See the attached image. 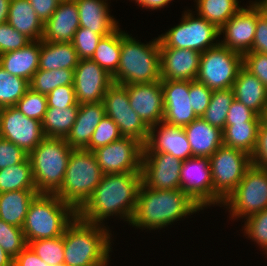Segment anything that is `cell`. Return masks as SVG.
Instances as JSON below:
<instances>
[{
  "label": "cell",
  "instance_id": "f6af8a7d",
  "mask_svg": "<svg viewBox=\"0 0 267 266\" xmlns=\"http://www.w3.org/2000/svg\"><path fill=\"white\" fill-rule=\"evenodd\" d=\"M102 37V35L95 33L90 28L79 27L72 41L78 58L91 59Z\"/></svg>",
  "mask_w": 267,
  "mask_h": 266
},
{
  "label": "cell",
  "instance_id": "83f0119b",
  "mask_svg": "<svg viewBox=\"0 0 267 266\" xmlns=\"http://www.w3.org/2000/svg\"><path fill=\"white\" fill-rule=\"evenodd\" d=\"M232 90L234 99L243 103L258 116L262 115L267 104V88L255 75L242 67L234 81Z\"/></svg>",
  "mask_w": 267,
  "mask_h": 266
},
{
  "label": "cell",
  "instance_id": "e575fe53",
  "mask_svg": "<svg viewBox=\"0 0 267 266\" xmlns=\"http://www.w3.org/2000/svg\"><path fill=\"white\" fill-rule=\"evenodd\" d=\"M15 190H37L28 157L22 163L0 169V193Z\"/></svg>",
  "mask_w": 267,
  "mask_h": 266
},
{
  "label": "cell",
  "instance_id": "277c9868",
  "mask_svg": "<svg viewBox=\"0 0 267 266\" xmlns=\"http://www.w3.org/2000/svg\"><path fill=\"white\" fill-rule=\"evenodd\" d=\"M114 83L130 85L161 80L159 37L147 44L121 31V56Z\"/></svg>",
  "mask_w": 267,
  "mask_h": 266
},
{
  "label": "cell",
  "instance_id": "681fc988",
  "mask_svg": "<svg viewBox=\"0 0 267 266\" xmlns=\"http://www.w3.org/2000/svg\"><path fill=\"white\" fill-rule=\"evenodd\" d=\"M27 157L22 148L0 137V169L22 163Z\"/></svg>",
  "mask_w": 267,
  "mask_h": 266
},
{
  "label": "cell",
  "instance_id": "e0dca14e",
  "mask_svg": "<svg viewBox=\"0 0 267 266\" xmlns=\"http://www.w3.org/2000/svg\"><path fill=\"white\" fill-rule=\"evenodd\" d=\"M112 83V76L91 59H80L74 69L73 85L78 104L102 102Z\"/></svg>",
  "mask_w": 267,
  "mask_h": 266
},
{
  "label": "cell",
  "instance_id": "bcb514c9",
  "mask_svg": "<svg viewBox=\"0 0 267 266\" xmlns=\"http://www.w3.org/2000/svg\"><path fill=\"white\" fill-rule=\"evenodd\" d=\"M31 40L7 22L0 24V55L23 48Z\"/></svg>",
  "mask_w": 267,
  "mask_h": 266
},
{
  "label": "cell",
  "instance_id": "60d3db41",
  "mask_svg": "<svg viewBox=\"0 0 267 266\" xmlns=\"http://www.w3.org/2000/svg\"><path fill=\"white\" fill-rule=\"evenodd\" d=\"M22 228L0 219V246L13 259L27 246Z\"/></svg>",
  "mask_w": 267,
  "mask_h": 266
},
{
  "label": "cell",
  "instance_id": "8992f818",
  "mask_svg": "<svg viewBox=\"0 0 267 266\" xmlns=\"http://www.w3.org/2000/svg\"><path fill=\"white\" fill-rule=\"evenodd\" d=\"M103 175L93 151L73 149L62 185L54 194L78 211L91 197Z\"/></svg>",
  "mask_w": 267,
  "mask_h": 266
},
{
  "label": "cell",
  "instance_id": "ac0fdd59",
  "mask_svg": "<svg viewBox=\"0 0 267 266\" xmlns=\"http://www.w3.org/2000/svg\"><path fill=\"white\" fill-rule=\"evenodd\" d=\"M250 3L247 8L242 7L219 29L220 35H225L220 44L242 55L251 50L256 32L257 3Z\"/></svg>",
  "mask_w": 267,
  "mask_h": 266
},
{
  "label": "cell",
  "instance_id": "9c48e42d",
  "mask_svg": "<svg viewBox=\"0 0 267 266\" xmlns=\"http://www.w3.org/2000/svg\"><path fill=\"white\" fill-rule=\"evenodd\" d=\"M192 10L184 11L181 22L159 37L160 48L192 49L200 53L220 43V30Z\"/></svg>",
  "mask_w": 267,
  "mask_h": 266
},
{
  "label": "cell",
  "instance_id": "3957f363",
  "mask_svg": "<svg viewBox=\"0 0 267 266\" xmlns=\"http://www.w3.org/2000/svg\"><path fill=\"white\" fill-rule=\"evenodd\" d=\"M108 229L76 215L64 231V265L107 266L112 249Z\"/></svg>",
  "mask_w": 267,
  "mask_h": 266
},
{
  "label": "cell",
  "instance_id": "7402d4cb",
  "mask_svg": "<svg viewBox=\"0 0 267 266\" xmlns=\"http://www.w3.org/2000/svg\"><path fill=\"white\" fill-rule=\"evenodd\" d=\"M200 58L192 49L160 48L161 80H196Z\"/></svg>",
  "mask_w": 267,
  "mask_h": 266
},
{
  "label": "cell",
  "instance_id": "8fae6325",
  "mask_svg": "<svg viewBox=\"0 0 267 266\" xmlns=\"http://www.w3.org/2000/svg\"><path fill=\"white\" fill-rule=\"evenodd\" d=\"M243 67V55L220 43L201 53L196 80L210 90L232 88L238 72Z\"/></svg>",
  "mask_w": 267,
  "mask_h": 266
},
{
  "label": "cell",
  "instance_id": "ffe728a7",
  "mask_svg": "<svg viewBox=\"0 0 267 266\" xmlns=\"http://www.w3.org/2000/svg\"><path fill=\"white\" fill-rule=\"evenodd\" d=\"M129 103L150 128L163 122L164 104L161 80L127 85Z\"/></svg>",
  "mask_w": 267,
  "mask_h": 266
},
{
  "label": "cell",
  "instance_id": "f1b7e54d",
  "mask_svg": "<svg viewBox=\"0 0 267 266\" xmlns=\"http://www.w3.org/2000/svg\"><path fill=\"white\" fill-rule=\"evenodd\" d=\"M7 23L31 41L43 38L44 24L28 0H11Z\"/></svg>",
  "mask_w": 267,
  "mask_h": 266
},
{
  "label": "cell",
  "instance_id": "52a82bcc",
  "mask_svg": "<svg viewBox=\"0 0 267 266\" xmlns=\"http://www.w3.org/2000/svg\"><path fill=\"white\" fill-rule=\"evenodd\" d=\"M72 150L63 138L45 137L28 154L38 193L54 194L61 187Z\"/></svg>",
  "mask_w": 267,
  "mask_h": 266
},
{
  "label": "cell",
  "instance_id": "f35d334b",
  "mask_svg": "<svg viewBox=\"0 0 267 266\" xmlns=\"http://www.w3.org/2000/svg\"><path fill=\"white\" fill-rule=\"evenodd\" d=\"M29 88V81L0 66V109L15 106Z\"/></svg>",
  "mask_w": 267,
  "mask_h": 266
},
{
  "label": "cell",
  "instance_id": "7dc6e473",
  "mask_svg": "<svg viewBox=\"0 0 267 266\" xmlns=\"http://www.w3.org/2000/svg\"><path fill=\"white\" fill-rule=\"evenodd\" d=\"M189 96L194 113L198 118H201L209 106L212 90L205 84L197 80H192L190 81Z\"/></svg>",
  "mask_w": 267,
  "mask_h": 266
},
{
  "label": "cell",
  "instance_id": "d6a6232c",
  "mask_svg": "<svg viewBox=\"0 0 267 266\" xmlns=\"http://www.w3.org/2000/svg\"><path fill=\"white\" fill-rule=\"evenodd\" d=\"M260 123L246 122L225 125V128L222 130L223 145L242 150L252 156L257 145Z\"/></svg>",
  "mask_w": 267,
  "mask_h": 266
},
{
  "label": "cell",
  "instance_id": "d4e9b609",
  "mask_svg": "<svg viewBox=\"0 0 267 266\" xmlns=\"http://www.w3.org/2000/svg\"><path fill=\"white\" fill-rule=\"evenodd\" d=\"M191 147L192 156L211 157L223 145V133L202 118L183 127Z\"/></svg>",
  "mask_w": 267,
  "mask_h": 266
},
{
  "label": "cell",
  "instance_id": "9f6ffc18",
  "mask_svg": "<svg viewBox=\"0 0 267 266\" xmlns=\"http://www.w3.org/2000/svg\"><path fill=\"white\" fill-rule=\"evenodd\" d=\"M13 266H52L44 262L35 252L27 245L13 261Z\"/></svg>",
  "mask_w": 267,
  "mask_h": 266
},
{
  "label": "cell",
  "instance_id": "836d02e7",
  "mask_svg": "<svg viewBox=\"0 0 267 266\" xmlns=\"http://www.w3.org/2000/svg\"><path fill=\"white\" fill-rule=\"evenodd\" d=\"M121 56V29L118 27L99 41L91 60L96 62L110 76L118 69Z\"/></svg>",
  "mask_w": 267,
  "mask_h": 266
},
{
  "label": "cell",
  "instance_id": "91938a15",
  "mask_svg": "<svg viewBox=\"0 0 267 266\" xmlns=\"http://www.w3.org/2000/svg\"><path fill=\"white\" fill-rule=\"evenodd\" d=\"M14 259L0 246V266H13Z\"/></svg>",
  "mask_w": 267,
  "mask_h": 266
},
{
  "label": "cell",
  "instance_id": "cb8c5ba5",
  "mask_svg": "<svg viewBox=\"0 0 267 266\" xmlns=\"http://www.w3.org/2000/svg\"><path fill=\"white\" fill-rule=\"evenodd\" d=\"M106 116L103 102L79 104L75 123L66 137L72 149H85L99 122Z\"/></svg>",
  "mask_w": 267,
  "mask_h": 266
},
{
  "label": "cell",
  "instance_id": "8d00e7d4",
  "mask_svg": "<svg viewBox=\"0 0 267 266\" xmlns=\"http://www.w3.org/2000/svg\"><path fill=\"white\" fill-rule=\"evenodd\" d=\"M30 88L41 94H49L59 86L74 84V70H38L29 82Z\"/></svg>",
  "mask_w": 267,
  "mask_h": 266
},
{
  "label": "cell",
  "instance_id": "d590c367",
  "mask_svg": "<svg viewBox=\"0 0 267 266\" xmlns=\"http://www.w3.org/2000/svg\"><path fill=\"white\" fill-rule=\"evenodd\" d=\"M197 15L220 29L242 7L238 0H195Z\"/></svg>",
  "mask_w": 267,
  "mask_h": 266
},
{
  "label": "cell",
  "instance_id": "7bdbcfd3",
  "mask_svg": "<svg viewBox=\"0 0 267 266\" xmlns=\"http://www.w3.org/2000/svg\"><path fill=\"white\" fill-rule=\"evenodd\" d=\"M121 137L122 135L120 134L116 123L110 117L104 116L96 127L89 145L85 149L94 151L95 149L108 145Z\"/></svg>",
  "mask_w": 267,
  "mask_h": 266
},
{
  "label": "cell",
  "instance_id": "816d5d0a",
  "mask_svg": "<svg viewBox=\"0 0 267 266\" xmlns=\"http://www.w3.org/2000/svg\"><path fill=\"white\" fill-rule=\"evenodd\" d=\"M48 107L68 108L79 105L76 101L74 85L59 86L46 95Z\"/></svg>",
  "mask_w": 267,
  "mask_h": 266
},
{
  "label": "cell",
  "instance_id": "f5cc1de1",
  "mask_svg": "<svg viewBox=\"0 0 267 266\" xmlns=\"http://www.w3.org/2000/svg\"><path fill=\"white\" fill-rule=\"evenodd\" d=\"M249 52L267 54V15L257 4V25L252 48Z\"/></svg>",
  "mask_w": 267,
  "mask_h": 266
},
{
  "label": "cell",
  "instance_id": "74e56055",
  "mask_svg": "<svg viewBox=\"0 0 267 266\" xmlns=\"http://www.w3.org/2000/svg\"><path fill=\"white\" fill-rule=\"evenodd\" d=\"M234 100L232 88L213 90L209 106L202 115V119L221 130L225 128V121L230 105Z\"/></svg>",
  "mask_w": 267,
  "mask_h": 266
},
{
  "label": "cell",
  "instance_id": "db71d44e",
  "mask_svg": "<svg viewBox=\"0 0 267 266\" xmlns=\"http://www.w3.org/2000/svg\"><path fill=\"white\" fill-rule=\"evenodd\" d=\"M252 164L267 169V125H259L257 145L251 156Z\"/></svg>",
  "mask_w": 267,
  "mask_h": 266
},
{
  "label": "cell",
  "instance_id": "7c38bea8",
  "mask_svg": "<svg viewBox=\"0 0 267 266\" xmlns=\"http://www.w3.org/2000/svg\"><path fill=\"white\" fill-rule=\"evenodd\" d=\"M102 102L106 116L116 123L122 136L132 137L143 144L146 143L150 128L131 108L127 85L113 82L106 91Z\"/></svg>",
  "mask_w": 267,
  "mask_h": 266
},
{
  "label": "cell",
  "instance_id": "d6986e66",
  "mask_svg": "<svg viewBox=\"0 0 267 266\" xmlns=\"http://www.w3.org/2000/svg\"><path fill=\"white\" fill-rule=\"evenodd\" d=\"M163 91V122L184 127L198 117L191 107L190 81L161 80Z\"/></svg>",
  "mask_w": 267,
  "mask_h": 266
},
{
  "label": "cell",
  "instance_id": "6f0895ef",
  "mask_svg": "<svg viewBox=\"0 0 267 266\" xmlns=\"http://www.w3.org/2000/svg\"><path fill=\"white\" fill-rule=\"evenodd\" d=\"M142 8L157 10L168 5L172 0H134Z\"/></svg>",
  "mask_w": 267,
  "mask_h": 266
},
{
  "label": "cell",
  "instance_id": "11a10c76",
  "mask_svg": "<svg viewBox=\"0 0 267 266\" xmlns=\"http://www.w3.org/2000/svg\"><path fill=\"white\" fill-rule=\"evenodd\" d=\"M38 18L44 24L57 9L59 0H28Z\"/></svg>",
  "mask_w": 267,
  "mask_h": 266
},
{
  "label": "cell",
  "instance_id": "44dd1931",
  "mask_svg": "<svg viewBox=\"0 0 267 266\" xmlns=\"http://www.w3.org/2000/svg\"><path fill=\"white\" fill-rule=\"evenodd\" d=\"M143 152L168 153L182 161L193 157L183 127L172 126L165 122L150 127Z\"/></svg>",
  "mask_w": 267,
  "mask_h": 266
},
{
  "label": "cell",
  "instance_id": "ee69618b",
  "mask_svg": "<svg viewBox=\"0 0 267 266\" xmlns=\"http://www.w3.org/2000/svg\"><path fill=\"white\" fill-rule=\"evenodd\" d=\"M244 235L267 251V209L245 218Z\"/></svg>",
  "mask_w": 267,
  "mask_h": 266
},
{
  "label": "cell",
  "instance_id": "1f68e13d",
  "mask_svg": "<svg viewBox=\"0 0 267 266\" xmlns=\"http://www.w3.org/2000/svg\"><path fill=\"white\" fill-rule=\"evenodd\" d=\"M78 111L79 105L68 108L48 107L42 120L45 137L66 139L75 123Z\"/></svg>",
  "mask_w": 267,
  "mask_h": 266
},
{
  "label": "cell",
  "instance_id": "ba28073f",
  "mask_svg": "<svg viewBox=\"0 0 267 266\" xmlns=\"http://www.w3.org/2000/svg\"><path fill=\"white\" fill-rule=\"evenodd\" d=\"M209 160L213 181V206H222L252 165L251 156L242 150L222 145Z\"/></svg>",
  "mask_w": 267,
  "mask_h": 266
},
{
  "label": "cell",
  "instance_id": "4fadbf2b",
  "mask_svg": "<svg viewBox=\"0 0 267 266\" xmlns=\"http://www.w3.org/2000/svg\"><path fill=\"white\" fill-rule=\"evenodd\" d=\"M144 144L132 137L120 139L95 149L103 174L141 173Z\"/></svg>",
  "mask_w": 267,
  "mask_h": 266
},
{
  "label": "cell",
  "instance_id": "4dcf8cb0",
  "mask_svg": "<svg viewBox=\"0 0 267 266\" xmlns=\"http://www.w3.org/2000/svg\"><path fill=\"white\" fill-rule=\"evenodd\" d=\"M37 194V190H15L0 193V219L22 228L29 204Z\"/></svg>",
  "mask_w": 267,
  "mask_h": 266
},
{
  "label": "cell",
  "instance_id": "b9f144b4",
  "mask_svg": "<svg viewBox=\"0 0 267 266\" xmlns=\"http://www.w3.org/2000/svg\"><path fill=\"white\" fill-rule=\"evenodd\" d=\"M15 107L26 117L42 122L48 108L47 97L45 94L35 92L29 88Z\"/></svg>",
  "mask_w": 267,
  "mask_h": 266
},
{
  "label": "cell",
  "instance_id": "603a6c76",
  "mask_svg": "<svg viewBox=\"0 0 267 266\" xmlns=\"http://www.w3.org/2000/svg\"><path fill=\"white\" fill-rule=\"evenodd\" d=\"M79 14L75 0L60 1L57 9L44 23L43 41L72 42L79 29Z\"/></svg>",
  "mask_w": 267,
  "mask_h": 266
},
{
  "label": "cell",
  "instance_id": "30bf717a",
  "mask_svg": "<svg viewBox=\"0 0 267 266\" xmlns=\"http://www.w3.org/2000/svg\"><path fill=\"white\" fill-rule=\"evenodd\" d=\"M223 205L230 209L232 219L246 218L267 209V169L252 164Z\"/></svg>",
  "mask_w": 267,
  "mask_h": 266
},
{
  "label": "cell",
  "instance_id": "5b68a950",
  "mask_svg": "<svg viewBox=\"0 0 267 266\" xmlns=\"http://www.w3.org/2000/svg\"><path fill=\"white\" fill-rule=\"evenodd\" d=\"M77 211L55 194L38 193L29 204L22 227L27 244L62 236Z\"/></svg>",
  "mask_w": 267,
  "mask_h": 266
},
{
  "label": "cell",
  "instance_id": "f907efd6",
  "mask_svg": "<svg viewBox=\"0 0 267 266\" xmlns=\"http://www.w3.org/2000/svg\"><path fill=\"white\" fill-rule=\"evenodd\" d=\"M246 122H261V117L243 103L234 99L227 113L225 125Z\"/></svg>",
  "mask_w": 267,
  "mask_h": 266
},
{
  "label": "cell",
  "instance_id": "484cf974",
  "mask_svg": "<svg viewBox=\"0 0 267 266\" xmlns=\"http://www.w3.org/2000/svg\"><path fill=\"white\" fill-rule=\"evenodd\" d=\"M41 40L28 43L21 49L0 55V66L9 74L16 75L29 81L39 70V55Z\"/></svg>",
  "mask_w": 267,
  "mask_h": 266
},
{
  "label": "cell",
  "instance_id": "4316f807",
  "mask_svg": "<svg viewBox=\"0 0 267 266\" xmlns=\"http://www.w3.org/2000/svg\"><path fill=\"white\" fill-rule=\"evenodd\" d=\"M78 7L80 27L90 28L103 37L120 25L109 14L107 0H75Z\"/></svg>",
  "mask_w": 267,
  "mask_h": 266
},
{
  "label": "cell",
  "instance_id": "2e32d148",
  "mask_svg": "<svg viewBox=\"0 0 267 266\" xmlns=\"http://www.w3.org/2000/svg\"><path fill=\"white\" fill-rule=\"evenodd\" d=\"M182 163L168 153L143 152L142 183L152 190L180 189Z\"/></svg>",
  "mask_w": 267,
  "mask_h": 266
},
{
  "label": "cell",
  "instance_id": "c3c4849f",
  "mask_svg": "<svg viewBox=\"0 0 267 266\" xmlns=\"http://www.w3.org/2000/svg\"><path fill=\"white\" fill-rule=\"evenodd\" d=\"M243 67L255 75L267 88V54L246 52L243 54Z\"/></svg>",
  "mask_w": 267,
  "mask_h": 266
},
{
  "label": "cell",
  "instance_id": "6125c7cd",
  "mask_svg": "<svg viewBox=\"0 0 267 266\" xmlns=\"http://www.w3.org/2000/svg\"><path fill=\"white\" fill-rule=\"evenodd\" d=\"M260 117H261V122L267 125V104L265 105L263 113Z\"/></svg>",
  "mask_w": 267,
  "mask_h": 266
},
{
  "label": "cell",
  "instance_id": "94428289",
  "mask_svg": "<svg viewBox=\"0 0 267 266\" xmlns=\"http://www.w3.org/2000/svg\"><path fill=\"white\" fill-rule=\"evenodd\" d=\"M262 9V11L267 15V0H257L255 1Z\"/></svg>",
  "mask_w": 267,
  "mask_h": 266
},
{
  "label": "cell",
  "instance_id": "9a60e30c",
  "mask_svg": "<svg viewBox=\"0 0 267 266\" xmlns=\"http://www.w3.org/2000/svg\"><path fill=\"white\" fill-rule=\"evenodd\" d=\"M180 189L202 209L213 205V181L209 157L183 160Z\"/></svg>",
  "mask_w": 267,
  "mask_h": 266
},
{
  "label": "cell",
  "instance_id": "680465c9",
  "mask_svg": "<svg viewBox=\"0 0 267 266\" xmlns=\"http://www.w3.org/2000/svg\"><path fill=\"white\" fill-rule=\"evenodd\" d=\"M11 0H0V24L7 22Z\"/></svg>",
  "mask_w": 267,
  "mask_h": 266
},
{
  "label": "cell",
  "instance_id": "ab89813d",
  "mask_svg": "<svg viewBox=\"0 0 267 266\" xmlns=\"http://www.w3.org/2000/svg\"><path fill=\"white\" fill-rule=\"evenodd\" d=\"M28 246L44 262L52 266L64 265V234L55 238L33 240Z\"/></svg>",
  "mask_w": 267,
  "mask_h": 266
},
{
  "label": "cell",
  "instance_id": "f546056e",
  "mask_svg": "<svg viewBox=\"0 0 267 266\" xmlns=\"http://www.w3.org/2000/svg\"><path fill=\"white\" fill-rule=\"evenodd\" d=\"M79 60L72 42L60 43L41 40L39 70H74Z\"/></svg>",
  "mask_w": 267,
  "mask_h": 266
},
{
  "label": "cell",
  "instance_id": "5bb4252c",
  "mask_svg": "<svg viewBox=\"0 0 267 266\" xmlns=\"http://www.w3.org/2000/svg\"><path fill=\"white\" fill-rule=\"evenodd\" d=\"M0 137L29 154L44 138L42 122L26 117L15 106L0 109Z\"/></svg>",
  "mask_w": 267,
  "mask_h": 266
},
{
  "label": "cell",
  "instance_id": "6da1fadb",
  "mask_svg": "<svg viewBox=\"0 0 267 266\" xmlns=\"http://www.w3.org/2000/svg\"><path fill=\"white\" fill-rule=\"evenodd\" d=\"M141 183L142 173L105 174L77 215L97 224L113 215L130 223Z\"/></svg>",
  "mask_w": 267,
  "mask_h": 266
},
{
  "label": "cell",
  "instance_id": "7a4b0ae2",
  "mask_svg": "<svg viewBox=\"0 0 267 266\" xmlns=\"http://www.w3.org/2000/svg\"><path fill=\"white\" fill-rule=\"evenodd\" d=\"M200 210L181 189L152 190L141 183L129 224L142 230L162 229Z\"/></svg>",
  "mask_w": 267,
  "mask_h": 266
}]
</instances>
